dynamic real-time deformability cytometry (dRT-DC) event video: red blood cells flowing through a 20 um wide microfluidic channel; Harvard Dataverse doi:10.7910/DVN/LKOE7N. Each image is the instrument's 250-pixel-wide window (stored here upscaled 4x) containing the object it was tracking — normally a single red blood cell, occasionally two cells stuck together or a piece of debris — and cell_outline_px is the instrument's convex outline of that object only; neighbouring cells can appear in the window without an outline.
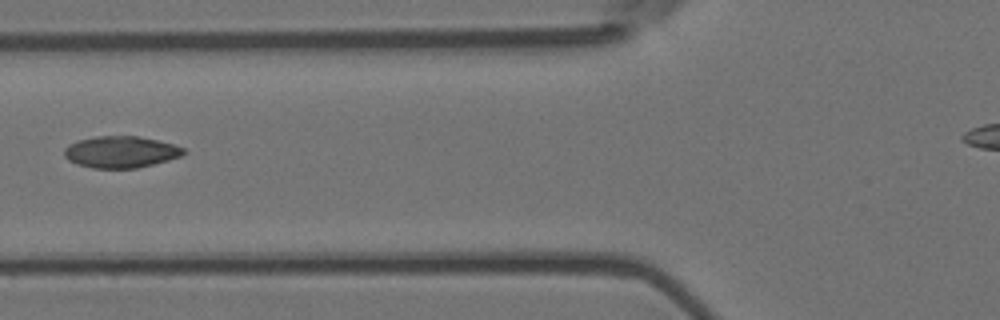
{"species": "Egyptian fruit bat (a non-hibernating species)", "species_latin": "Rousettus aegyptiacus", "temperature_condition": "room temperature", "stored_images_in_passage": 3, "camera_frame_rate_fps": 3000, "um_per_image_px": 0.085, "animal": {"sex": "female"}, "frame": {"image": 1, "passage_image": 2, "time_ms": 0.333, "image_size_px": [1000, 320], "cell_outline_px": [[188, 152], [180, 156], [168, 160], [136, 168], [92, 168], [76, 164], [68, 160], [64, 156], [64, 148], [68, 144], [80, 140], [96, 136], [136, 136], [156, 140], [172, 144], [184, 148]], "centroid_in_image_um": [10.24, 12.92], "position_along_channel_um": 115.6, "area_um2": 21.91}}
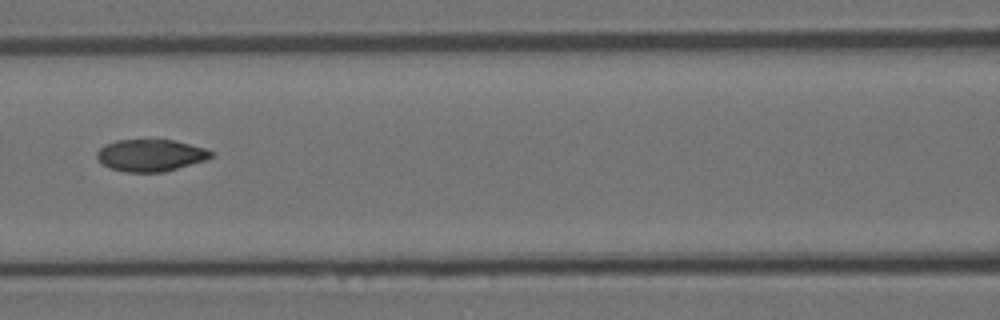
{"frame": {"image": 2, "passage_image": 3, "time_ms": 0.667, "image_size_px": [1000, 320], "cell_outline_px": [[216, 152], [212, 156], [204, 160], [164, 172], [124, 172], [108, 168], [96, 156], [96, 152], [100, 148], [116, 140], [172, 140], [204, 148]], "centroid_in_image_um": [12.79, 13.21], "position_along_channel_um": 153.8, "area_um2": 21.04}}